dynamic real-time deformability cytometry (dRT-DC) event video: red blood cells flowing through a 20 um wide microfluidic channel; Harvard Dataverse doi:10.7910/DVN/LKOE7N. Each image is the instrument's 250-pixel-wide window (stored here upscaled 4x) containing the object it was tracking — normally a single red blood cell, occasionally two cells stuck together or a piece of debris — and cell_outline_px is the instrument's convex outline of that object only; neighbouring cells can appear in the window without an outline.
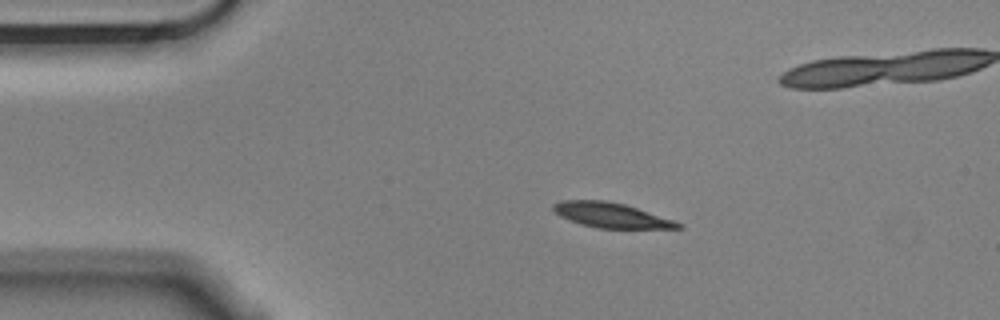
{"species": "Egyptian fruit bat (a non-hibernating species)", "species_latin": "Rousettus aegyptiacus", "temperature_condition": "cold", "stored_images_in_passage": 4, "camera_frame_rate_fps": 3000, "um_per_image_px": 0.085, "animal": {"sex": "male"}, "frame": {"image": 1, "passage_image": 2, "time_ms": 0.333, "image_size_px": [1000, 320], "cell_outline_px": [[684, 228], [596, 228], [580, 224], [560, 216], [552, 208], [552, 204], [560, 200], [604, 200], [624, 204], [684, 224]], "centroid_in_image_um": [51.91, 18.29], "position_along_channel_um": 33.1, "area_um2": 17.92}}